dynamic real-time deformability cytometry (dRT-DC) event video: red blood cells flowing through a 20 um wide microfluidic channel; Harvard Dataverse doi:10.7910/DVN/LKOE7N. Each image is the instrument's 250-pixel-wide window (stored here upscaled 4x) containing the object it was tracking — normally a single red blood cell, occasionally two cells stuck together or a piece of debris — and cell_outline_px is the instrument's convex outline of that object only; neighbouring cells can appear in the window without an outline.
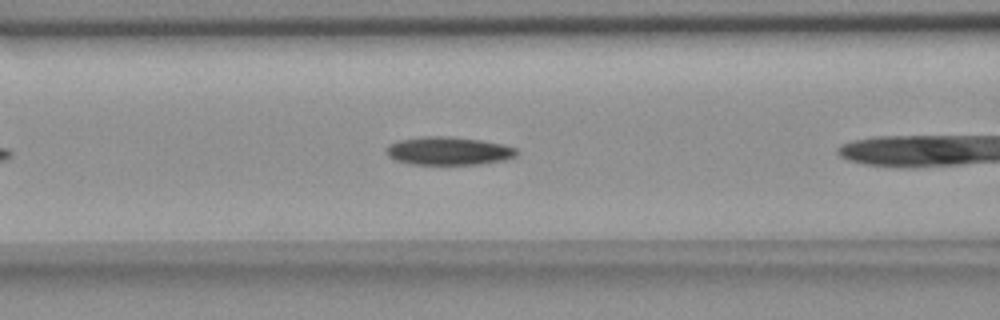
{"species": "common noctule bat (a hibernating species)", "species_latin": "Nyctalus noctula", "temperature_condition": "room temperature", "stored_images_in_passage": 21, "camera_frame_rate_fps": 3000, "um_per_image_px": 0.085, "animal": {"sex": "female", "body_mass_g": 18.4}, "frame": {"image": 1, "passage_image": 4, "time_ms": 1.0, "image_size_px": [1000, 320], "cell_outline_px": [[520, 152], [516, 156], [504, 160], [480, 164], [412, 164], [396, 160], [388, 156], [384, 152], [388, 144], [400, 140], [420, 136], [452, 136], [480, 140], [504, 144], [516, 148]], "centroid_in_image_um": [38.13, 12.82], "position_along_channel_um": 128.5, "area_um2": 21.62}}
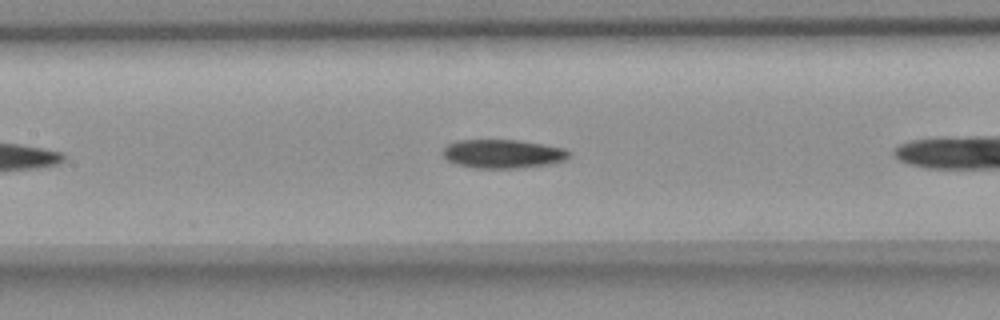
{"frame": {"image": 2, "passage_image": 7, "time_ms": 2.0, "image_size_px": [1000, 320], "cell_outline_px": [[572, 152], [564, 160], [548, 164], [516, 168], [476, 168], [456, 164], [448, 160], [444, 156], [444, 148], [448, 144], [460, 140], [520, 140], [544, 144], [564, 148]], "centroid_in_image_um": [42.76, 13.07], "position_along_channel_um": 164.6, "area_um2": 20.98}}